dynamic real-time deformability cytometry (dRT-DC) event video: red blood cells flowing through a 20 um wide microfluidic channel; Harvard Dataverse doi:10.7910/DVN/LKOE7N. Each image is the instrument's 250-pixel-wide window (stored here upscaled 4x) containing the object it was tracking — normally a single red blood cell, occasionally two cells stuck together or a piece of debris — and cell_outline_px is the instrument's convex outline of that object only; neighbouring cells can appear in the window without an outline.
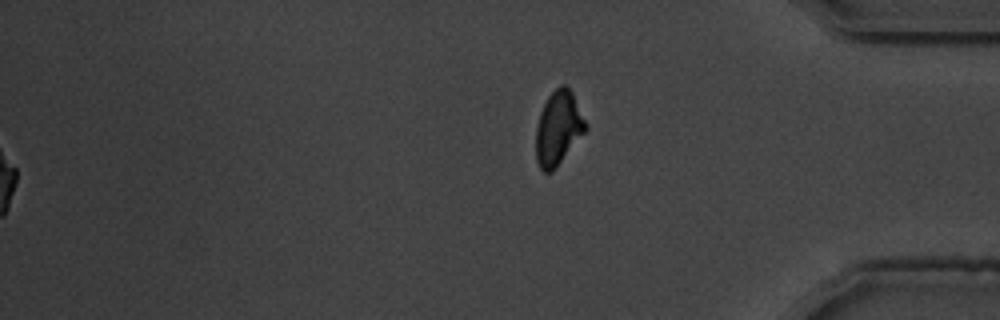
{"species": "common noctule bat (a hibernating species)", "species_latin": "Nyctalus noctula", "temperature_condition": "warm", "stored_images_in_passage": 46, "segment_of_instrument_passage": [2, 2], "camera_frame_rate_fps": 3000, "um_per_image_px": 0.085, "animal": {"sex": "male", "body_mass_g": 19.5, "forearm_length_mm": 54.6}, "frame": {"image": 1, "passage_image": 46, "time_ms": 15.0, "image_size_px": [1000, 320], "cell_outline_px": [[588, 128], [556, 168], [552, 172], [544, 172], [540, 168], [536, 160], [536, 128], [540, 112], [548, 96], [560, 84], [564, 84], [572, 92], [588, 124]], "centroid_in_image_um": [47.46, 10.89], "position_along_channel_um": 387.7, "area_um2": 21.44}}